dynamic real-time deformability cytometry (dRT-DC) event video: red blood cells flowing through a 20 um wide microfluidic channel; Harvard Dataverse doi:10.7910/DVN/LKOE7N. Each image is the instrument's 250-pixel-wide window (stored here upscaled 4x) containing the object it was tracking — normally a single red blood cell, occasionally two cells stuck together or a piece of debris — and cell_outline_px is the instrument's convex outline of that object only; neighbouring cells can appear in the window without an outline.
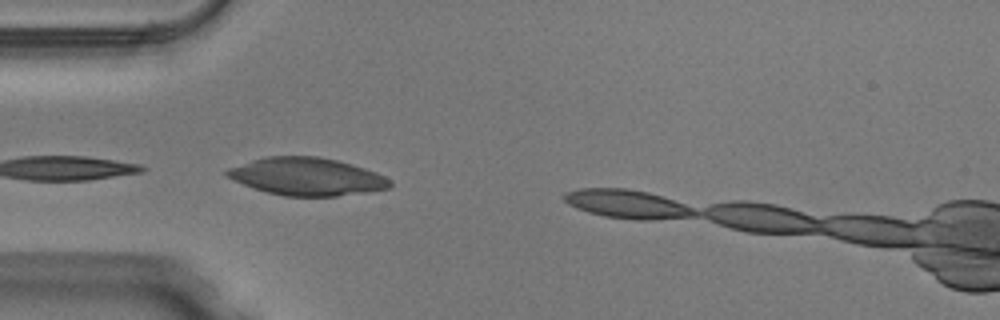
{"species": "Egyptian fruit bat (a non-hibernating species)", "species_latin": "Rousettus aegyptiacus", "temperature_condition": "warm", "stored_images_in_passage": 45, "camera_frame_rate_fps": 3000, "um_per_image_px": 0.085, "animal": {"sex": "male"}, "frame": {"image": 1, "passage_image": 11, "time_ms": 3.333, "image_size_px": [1000, 320], "cell_outline_px": [[392, 184], [388, 188], [364, 192], [336, 196], [284, 196], [268, 192], [244, 184], [228, 176], [224, 172], [228, 168], [264, 156], [316, 156], [336, 160], [352, 164], [376, 172], [392, 180]], "centroid_in_image_um": [26.1, 15.0], "position_along_channel_um": 58.9, "area_um2": 35.37}, "authors_computed_cell_mechanics": {"area_um2": 22.1374, "velocity_mm_per_s": 4.0143, "shape_relaxation_time_tau1_ms": 2.5223, "shape_relaxation_time_tau2_ms": 6.402, "deformation_change_tau1": 0.1155, "deformation_change_tau2": 0.1213}}